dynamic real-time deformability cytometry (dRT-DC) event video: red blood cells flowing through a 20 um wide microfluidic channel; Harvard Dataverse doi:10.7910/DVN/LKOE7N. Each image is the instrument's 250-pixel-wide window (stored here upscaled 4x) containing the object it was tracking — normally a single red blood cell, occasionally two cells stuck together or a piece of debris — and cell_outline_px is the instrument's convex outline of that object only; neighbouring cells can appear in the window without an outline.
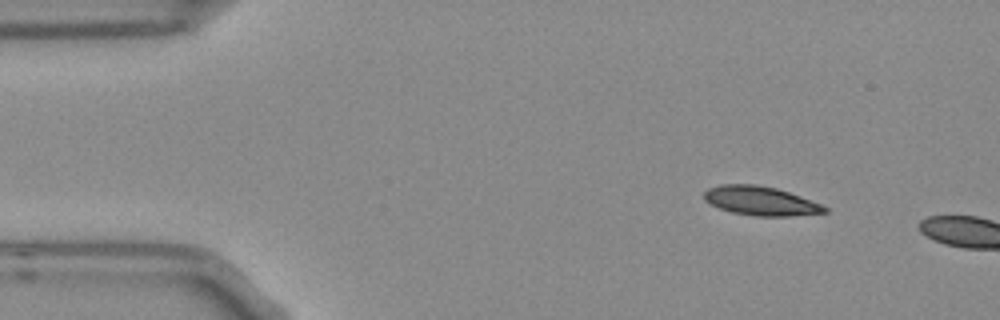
{"species": "Egyptian fruit bat (a non-hibernating species)", "species_latin": "Rousettus aegyptiacus", "temperature_condition": "room temperature", "stored_images_in_passage": 2, "camera_frame_rate_fps": 3000, "um_per_image_px": 0.085, "frame": {"image": 1, "passage_image": 1, "time_ms": 0.0, "image_size_px": [1000, 320], "cell_outline_px": [[828, 212], [788, 216], [756, 216], [732, 212], [720, 208], [704, 200], [704, 192], [708, 188], [720, 184], [756, 184], [776, 188], [800, 196], [820, 204], [828, 208]], "centroid_in_image_um": [64.63, 17.07], "position_along_channel_um": 20.4, "area_um2": 20.23}}